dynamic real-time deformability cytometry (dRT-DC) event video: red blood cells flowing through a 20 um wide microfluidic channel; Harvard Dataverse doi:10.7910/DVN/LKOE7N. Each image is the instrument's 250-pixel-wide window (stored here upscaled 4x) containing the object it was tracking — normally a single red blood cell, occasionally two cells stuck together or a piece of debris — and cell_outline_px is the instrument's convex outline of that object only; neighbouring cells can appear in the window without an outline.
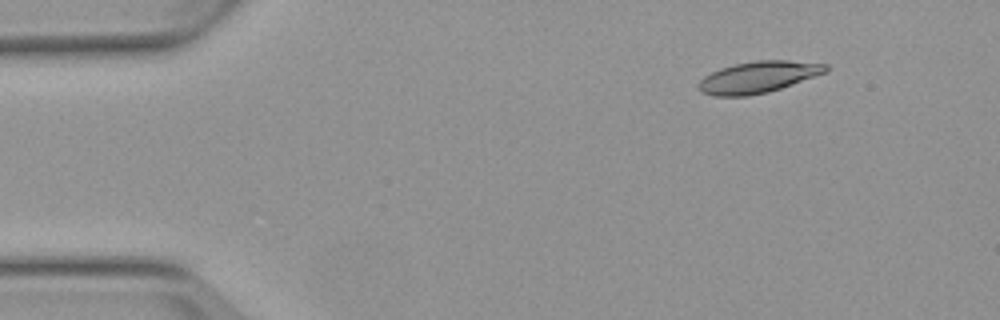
{"species": "Egyptian fruit bat (a non-hibernating species)", "species_latin": "Rousettus aegyptiacus", "temperature_condition": "warm", "stored_images_in_passage": 4, "camera_frame_rate_fps": 3000, "um_per_image_px": 0.085, "animal": {"sex": "female"}, "frame": {"image": 1, "passage_image": 2, "time_ms": 1.333, "image_size_px": [1000, 320], "cell_outline_px": [[828, 72], [768, 92], [748, 96], [712, 96], [700, 92], [696, 84], [704, 76], [720, 68], [736, 64], [756, 60], [788, 60], [828, 64]], "centroid_in_image_um": [64.43, 6.56], "position_along_channel_um": 20.6, "area_um2": 23.47}}
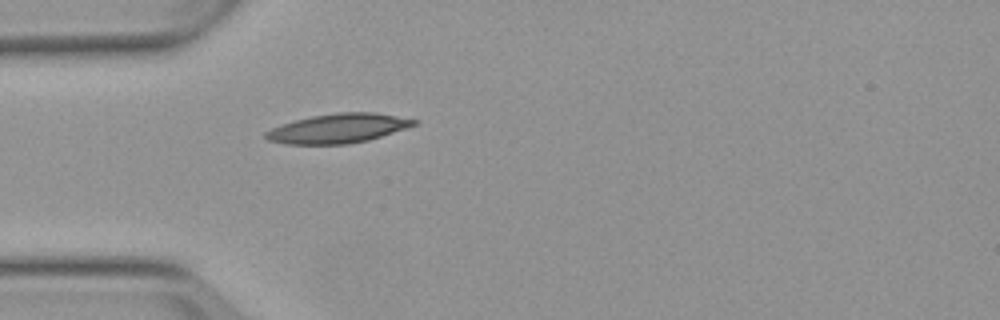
{"frame": {"image": 2, "passage_image": 4, "time_ms": 4.333, "image_size_px": [1000, 320], "cell_outline_px": [[420, 120], [416, 124], [368, 140], [348, 144], [288, 144], [268, 140], [264, 136], [264, 132], [280, 124], [312, 116], [336, 112], [376, 112]], "centroid_in_image_um": [28.72, 10.9], "position_along_channel_um": 56.3, "area_um2": 25.2}}